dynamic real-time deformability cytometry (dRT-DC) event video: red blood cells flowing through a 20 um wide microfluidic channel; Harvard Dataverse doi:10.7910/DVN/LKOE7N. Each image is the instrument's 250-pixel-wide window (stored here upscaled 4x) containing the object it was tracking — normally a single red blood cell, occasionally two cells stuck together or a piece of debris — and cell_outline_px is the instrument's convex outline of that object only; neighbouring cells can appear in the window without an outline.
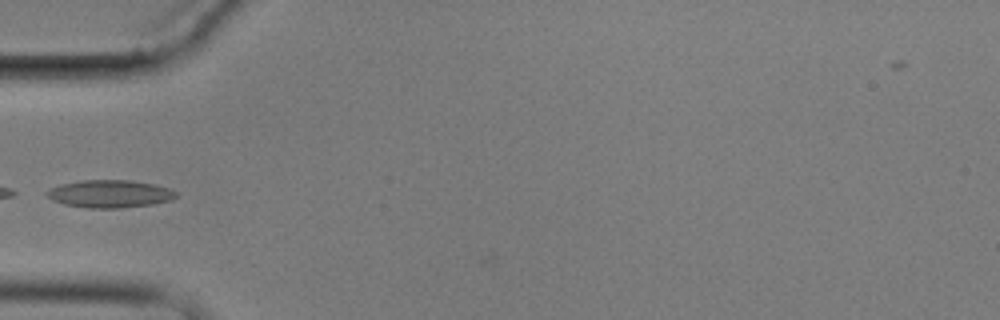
{"species": "common noctule bat (a hibernating species)", "species_latin": "Nyctalus noctula", "temperature_condition": "cold", "stored_images_in_passage": 6, "camera_frame_rate_fps": 3000, "um_per_image_px": 0.085, "animal": {"sex": "male", "body_mass_g": 17.9}, "frame": {"image": 1, "passage_image": 6, "time_ms": 6.0, "image_size_px": [1000, 320], "cell_outline_px": [[176, 196], [172, 200], [152, 204], [120, 208], [88, 208], [64, 204], [52, 200], [44, 192], [60, 184], [80, 180], [128, 180], [156, 184], [168, 188], [176, 192]], "centroid_in_image_um": [9.33, 16.47], "position_along_channel_um": 75.7, "area_um2": 20.81}}